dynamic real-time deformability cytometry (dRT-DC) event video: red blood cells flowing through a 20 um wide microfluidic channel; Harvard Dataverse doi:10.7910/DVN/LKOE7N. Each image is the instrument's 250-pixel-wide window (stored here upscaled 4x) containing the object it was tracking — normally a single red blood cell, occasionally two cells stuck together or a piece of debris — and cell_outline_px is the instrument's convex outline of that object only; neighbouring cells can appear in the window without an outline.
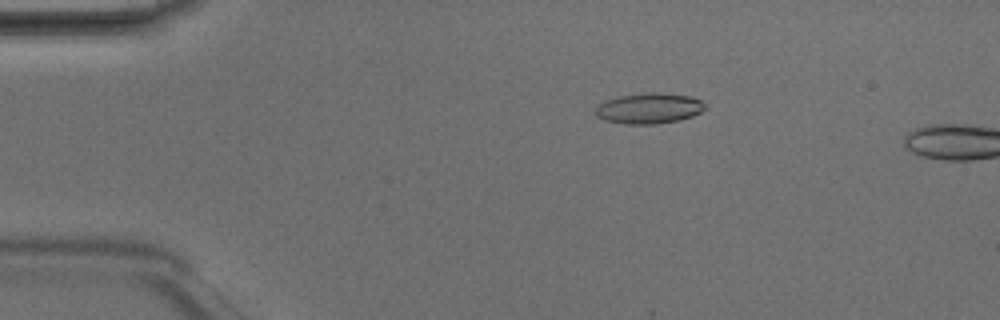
{"species": "Egyptian fruit bat (a non-hibernating species)", "species_latin": "Rousettus aegyptiacus", "temperature_condition": "room temperature", "stored_images_in_passage": 4, "camera_frame_rate_fps": 3000, "um_per_image_px": 0.085, "animal": {"sex": "male"}, "frame": {"image": 1, "passage_image": 3, "time_ms": 0.667, "image_size_px": [1000, 320], "cell_outline_px": [[704, 108], [700, 112], [692, 116], [680, 120], [656, 124], [624, 124], [604, 120], [596, 116], [596, 108], [600, 104], [608, 100], [620, 96], [648, 92], [660, 92], [692, 96], [700, 100], [704, 104]], "centroid_in_image_um": [55.18, 9.21], "position_along_channel_um": 29.8, "area_um2": 19.48}}